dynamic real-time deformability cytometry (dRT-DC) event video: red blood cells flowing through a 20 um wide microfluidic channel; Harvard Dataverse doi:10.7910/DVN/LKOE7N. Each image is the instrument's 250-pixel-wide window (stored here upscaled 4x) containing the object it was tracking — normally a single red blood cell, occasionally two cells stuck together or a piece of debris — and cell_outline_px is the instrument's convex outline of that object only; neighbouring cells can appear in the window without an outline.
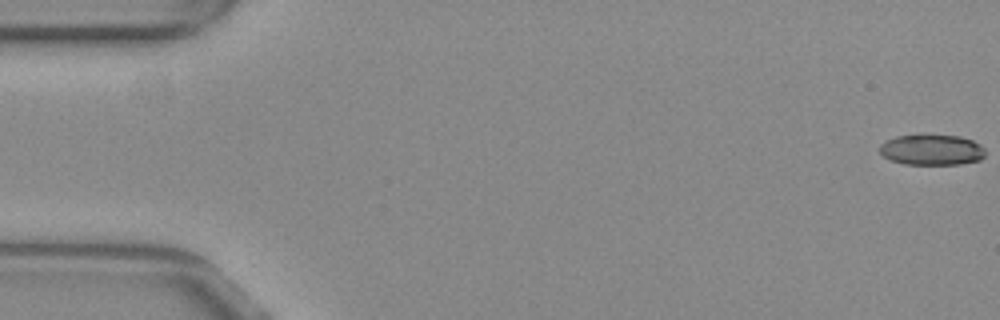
{"species": "common noctule bat (a hibernating species)", "species_latin": "Nyctalus noctula", "temperature_condition": "warm", "stored_images_in_passage": 50, "camera_frame_rate_fps": 3000, "um_per_image_px": 0.085, "animal": {"sex": "female", "body_mass_g": 29.2, "forearm_length_mm": 56.3}, "frame": {"image": 1, "passage_image": 1, "time_ms": 0.0, "image_size_px": [1000, 320], "cell_outline_px": [[984, 156], [980, 160], [960, 164], [904, 164], [892, 160], [884, 156], [880, 152], [880, 144], [896, 136], [920, 132], [924, 132], [960, 136], [972, 140], [980, 144], [984, 148]], "centroid_in_image_um": [79.2, 12.68], "position_along_channel_um": 5.8, "area_um2": 19.48}}
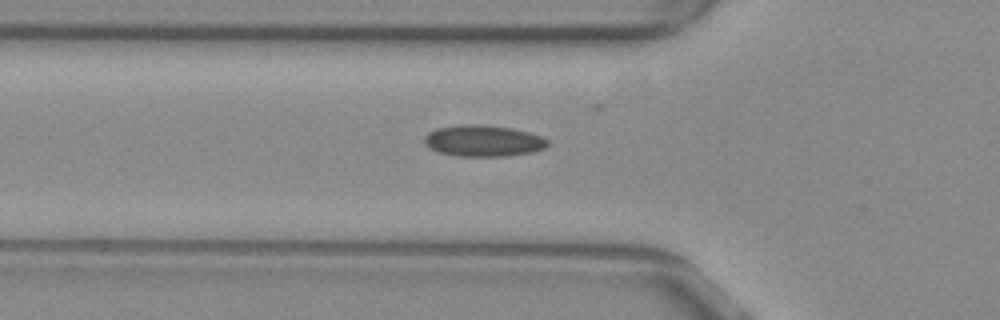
{"frame": {"image": 2, "passage_image": 19, "time_ms": 6.0, "image_size_px": [1000, 320], "cell_outline_px": [[548, 144], [544, 148], [532, 152], [508, 156], [456, 156], [440, 152], [428, 148], [424, 144], [424, 136], [428, 132], [436, 128], [464, 124], [480, 124], [512, 128], [528, 132], [540, 136], [548, 140]], "centroid_in_image_um": [41.04, 11.97], "position_along_channel_um": 84.8, "area_um2": 22.6}}
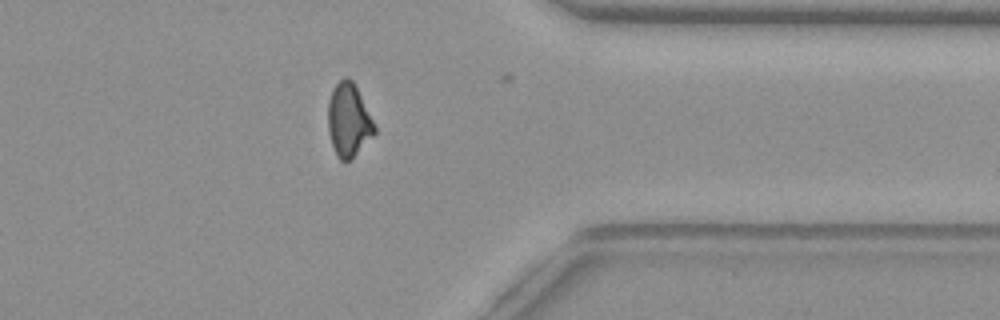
{"frame": {"image": 3, "passage_image": 43, "time_ms": 14.0, "image_size_px": [1000, 320], "cell_outline_px": [[376, 132], [344, 164], [336, 156], [332, 144], [328, 128], [328, 100], [336, 84], [344, 76], [348, 76], [352, 80], [376, 128]], "centroid_in_image_um": [29.6, 10.21], "position_along_channel_um": 381.8, "area_um2": 19.31}}